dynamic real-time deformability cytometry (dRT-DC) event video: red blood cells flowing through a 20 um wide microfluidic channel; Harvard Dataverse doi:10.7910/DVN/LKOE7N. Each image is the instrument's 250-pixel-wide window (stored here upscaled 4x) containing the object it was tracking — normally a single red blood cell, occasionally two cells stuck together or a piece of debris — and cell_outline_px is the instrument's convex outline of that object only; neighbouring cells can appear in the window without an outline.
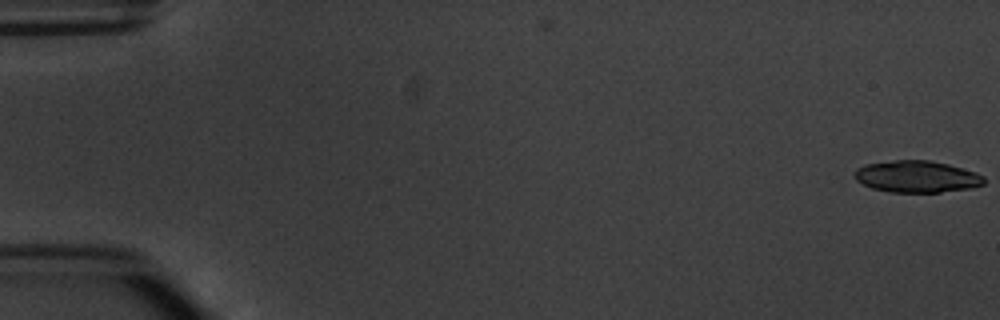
{"species": "common noctule bat (a hibernating species)", "species_latin": "Nyctalus noctula", "temperature_condition": "warm", "stored_images_in_passage": 7, "camera_frame_rate_fps": 3000, "um_per_image_px": 0.085, "animal": {"sex": "male", "body_mass_g": 20.1, "forearm_length_mm": 53.5}, "frame": {"image": 1, "passage_image": 1, "time_ms": 0.0, "image_size_px": [1000, 320], "cell_outline_px": [[984, 184], [972, 188], [940, 192], [888, 192], [872, 188], [856, 180], [856, 168], [864, 164], [896, 160], [928, 160], [948, 164], [976, 172], [984, 176]], "centroid_in_image_um": [77.95, 15.01], "position_along_channel_um": 7.1, "area_um2": 23.93}}
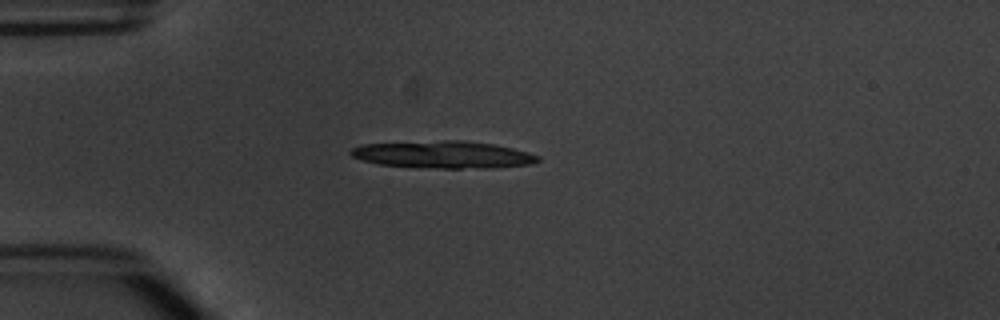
{"frame": {"image": 2, "passage_image": 5, "time_ms": 4.667, "image_size_px": [1000, 320], "cell_outline_px": [[540, 160], [536, 164], [492, 168], [416, 168], [376, 164], [352, 156], [348, 152], [352, 148], [360, 144], [444, 140], [460, 140], [492, 144], [512, 148], [528, 152], [540, 156]], "centroid_in_image_um": [37.68, 13.15], "position_along_channel_um": 47.3, "area_um2": 30.11}}